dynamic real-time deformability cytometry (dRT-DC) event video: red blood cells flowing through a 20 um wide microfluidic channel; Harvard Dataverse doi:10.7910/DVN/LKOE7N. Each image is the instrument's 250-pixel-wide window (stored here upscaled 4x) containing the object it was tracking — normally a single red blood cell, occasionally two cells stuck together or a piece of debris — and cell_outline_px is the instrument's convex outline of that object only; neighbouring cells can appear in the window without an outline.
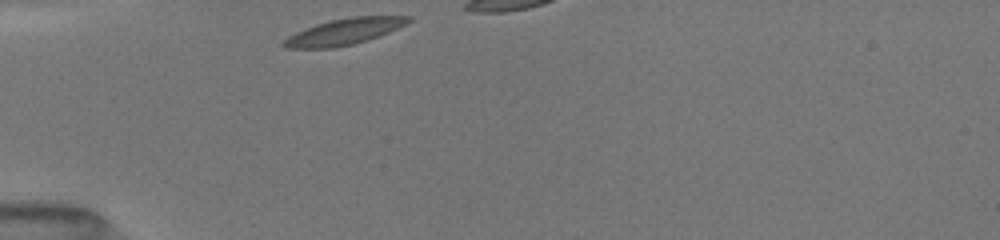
{"species": "common noctule bat (a hibernating species)", "species_latin": "Nyctalus noctula", "temperature_condition": "room temperature", "stored_images_in_passage": 9, "camera_frame_rate_fps": 3000, "um_per_image_px": 0.085, "animal": {"sex": "female", "body_mass_g": 19.5, "forearm_length_mm": 54.1}, "frame": {"image": 1, "passage_image": 1, "time_ms": 0.0, "image_size_px": [1000, 240], "cell_outline_px": [[412, 20], [380, 36], [368, 40], [352, 44], [332, 48], [284, 48], [280, 44], [280, 40], [296, 32], [316, 24], [332, 20], [352, 16], [412, 16]], "centroid_in_image_um": [29.2, 2.7], "position_along_channel_um": 55.8, "area_um2": 18.96}}
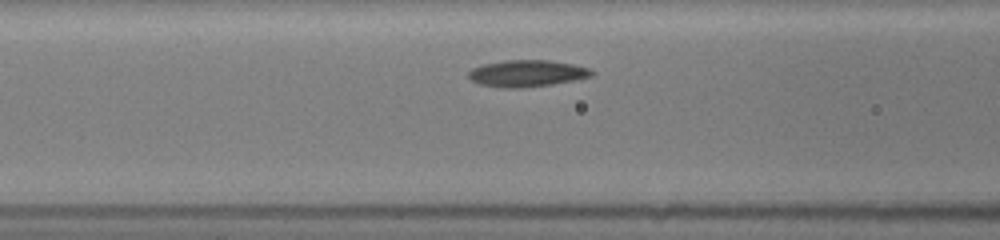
{"frame": {"image": 2, "passage_image": 7, "time_ms": 2.0, "image_size_px": [1000, 240], "cell_outline_px": [[596, 72], [592, 76], [552, 84], [524, 88], [504, 88], [480, 84], [472, 80], [468, 76], [468, 72], [472, 68], [484, 64], [504, 60], [548, 60], [572, 64], [588, 68]], "centroid_in_image_um": [44.78, 6.24], "position_along_channel_um": 121.8, "area_um2": 19.07}}